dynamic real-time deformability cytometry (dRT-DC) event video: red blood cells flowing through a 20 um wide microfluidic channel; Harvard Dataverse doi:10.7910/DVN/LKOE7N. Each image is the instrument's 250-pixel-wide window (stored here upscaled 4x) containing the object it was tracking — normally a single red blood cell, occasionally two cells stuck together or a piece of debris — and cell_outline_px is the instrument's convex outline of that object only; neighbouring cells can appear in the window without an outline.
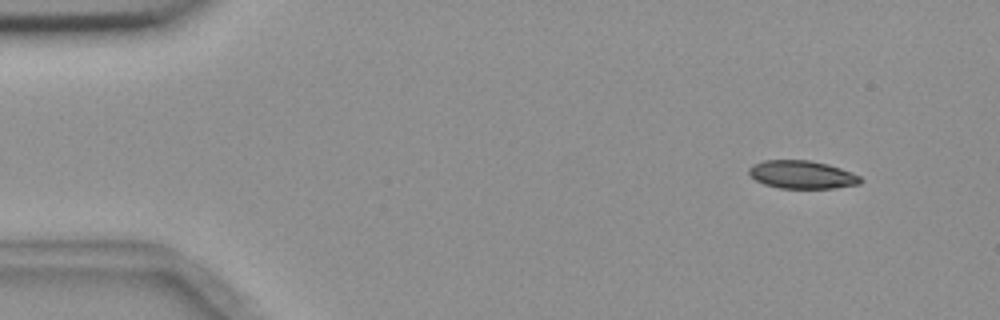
{"species": "common noctule bat (a hibernating species)", "species_latin": "Nyctalus noctula", "temperature_condition": "room temperature", "stored_images_in_passage": 4, "camera_frame_rate_fps": 3000, "um_per_image_px": 0.085, "animal": {"sex": "female", "body_mass_g": 18.4}, "frame": {"image": 1, "passage_image": 1, "time_ms": 0.0, "image_size_px": [1000, 320], "cell_outline_px": [[864, 180], [860, 184], [832, 188], [780, 188], [764, 184], [756, 180], [748, 172], [748, 168], [752, 164], [764, 160], [808, 160], [828, 164], [852, 172], [860, 176]], "centroid_in_image_um": [68.18, 14.84], "position_along_channel_um": 16.8, "area_um2": 18.26}}
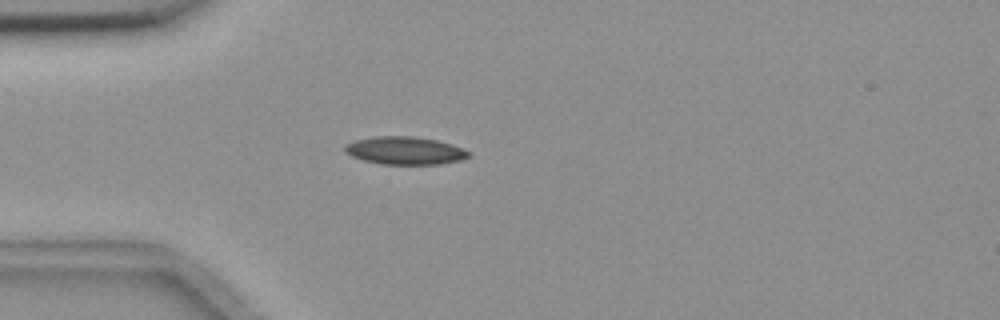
{"frame": {"image": 2, "passage_image": 4, "time_ms": 3.333, "image_size_px": [1000, 320], "cell_outline_px": [[472, 156], [460, 160], [440, 164], [380, 164], [364, 160], [352, 156], [344, 152], [344, 144], [356, 140], [372, 136], [412, 136], [436, 140], [452, 144], [464, 148], [472, 152]], "centroid_in_image_um": [34.44, 12.8], "position_along_channel_um": 50.6, "area_um2": 20.29}}